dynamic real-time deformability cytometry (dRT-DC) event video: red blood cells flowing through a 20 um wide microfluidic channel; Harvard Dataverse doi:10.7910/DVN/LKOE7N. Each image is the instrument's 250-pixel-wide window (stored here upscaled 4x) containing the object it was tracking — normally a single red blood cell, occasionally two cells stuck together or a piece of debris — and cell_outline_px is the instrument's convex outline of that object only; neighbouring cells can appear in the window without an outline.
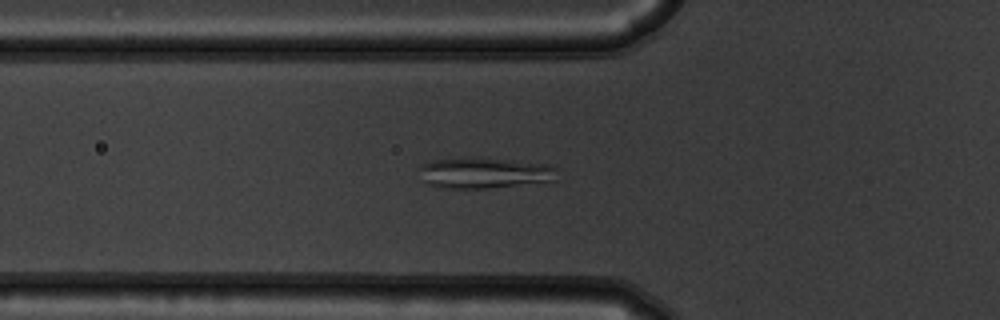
{"species": "common noctule bat (a hibernating species)", "species_latin": "Nyctalus noctula", "temperature_condition": "warm", "stored_images_in_passage": 42, "camera_frame_rate_fps": 3000, "um_per_image_px": 0.085, "animal": {"sex": "male", "body_mass_g": 19.5, "forearm_length_mm": 54.6}, "frame": {"image": 1, "passage_image": 7, "time_ms": 2.0, "image_size_px": [1000, 320], "cell_outline_px": [[556, 180], [488, 188], [440, 188], [424, 184], [420, 168], [424, 164], [432, 160], [460, 156], [480, 156], [556, 164]], "centroid_in_image_um": [41.19, 14.65], "position_along_channel_um": 84.6, "area_um2": 25.66}}
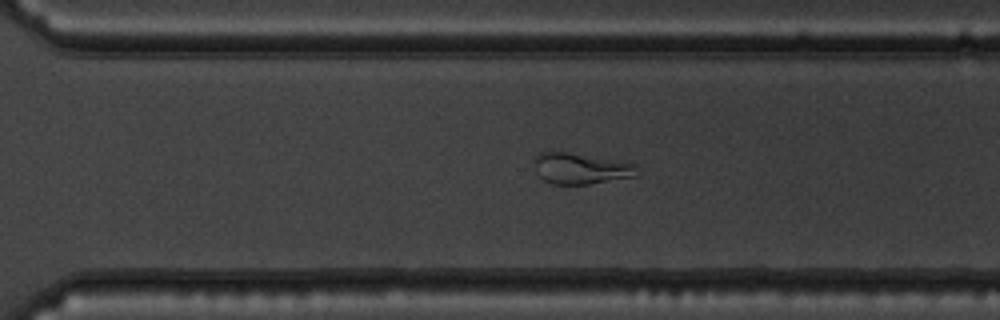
{"frame": {"image": 2, "passage_image": 26, "time_ms": 8.333, "image_size_px": [1000, 320], "cell_outline_px": [[636, 176], [588, 184], [552, 184], [544, 180], [536, 172], [536, 156], [540, 152], [568, 152], [636, 164]], "centroid_in_image_um": [49.35, 14.33], "position_along_channel_um": 321.3, "area_um2": 18.15}}
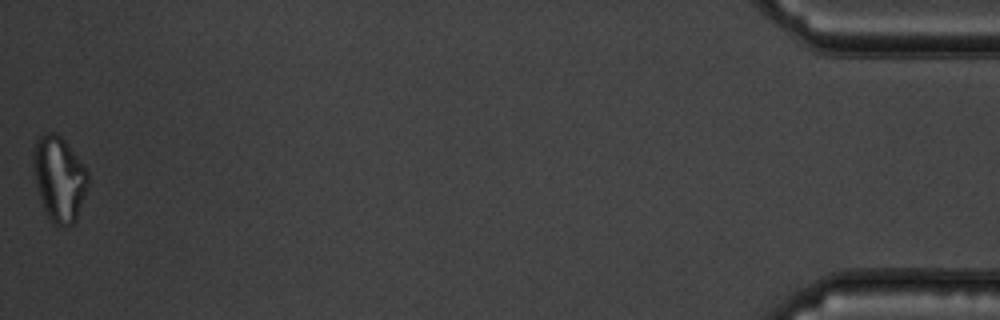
{"frame": {"image": 3, "passage_image": 42, "time_ms": 13.667, "image_size_px": [1000, 320], "cell_outline_px": [[88, 184], [76, 220], [72, 224], [56, 224], [48, 216], [44, 208], [36, 188], [32, 164], [32, 148], [36, 140], [40, 136], [48, 132], [56, 132], [64, 140], [84, 164], [88, 172]], "centroid_in_image_um": [5.0, 15.13], "position_along_channel_um": 430.2, "area_um2": 26.99}, "authors_computed_cell_mechanics": {"area_um2": 22.6865, "velocity_mm_per_s": 3.7319, "shape_relaxation_time_tau1_ms": null, "shape_relaxation_time_tau2_ms": 2.9005, "deformation_change_tau1": null, "deformation_change_tau2": 0.064}}